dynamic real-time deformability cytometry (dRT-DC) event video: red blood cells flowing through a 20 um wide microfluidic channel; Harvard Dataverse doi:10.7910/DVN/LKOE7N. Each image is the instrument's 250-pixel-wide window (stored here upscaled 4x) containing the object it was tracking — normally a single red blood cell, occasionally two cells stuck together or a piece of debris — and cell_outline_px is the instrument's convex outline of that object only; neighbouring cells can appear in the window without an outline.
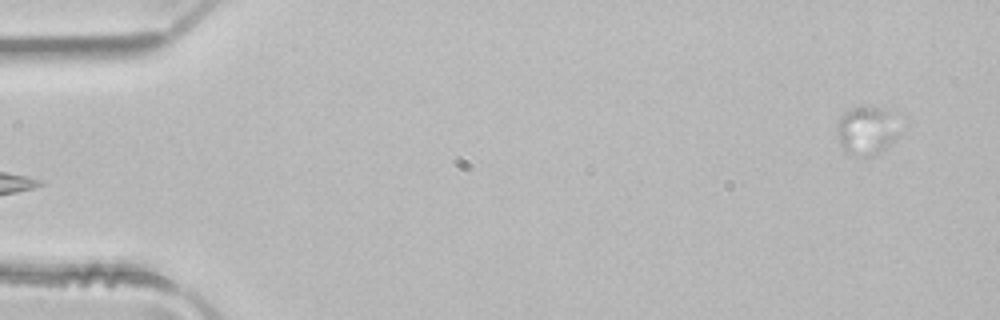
{"species": "common noctule bat (a hibernating species)", "species_latin": "Nyctalus noctula", "temperature_condition": "room temperature", "stored_images_in_passage": 3, "camera_frame_rate_fps": 3000, "um_per_image_px": 0.085, "animal": {"sex": "male", "body_mass_g": 21.5, "forearm_length_mm": 52.0}, "frame": {"image": 1, "passage_image": 3, "time_ms": 0.667, "image_size_px": [1000, 320], "cell_outline_px": [[892, 140], [880, 152], [872, 156], [852, 156], [844, 152], [836, 128], [840, 116], [844, 112], [852, 108], [888, 108], [892, 136]], "centroid_in_image_um": [73.49, 11.14], "position_along_channel_um": 11.5, "area_um2": 16.3}}